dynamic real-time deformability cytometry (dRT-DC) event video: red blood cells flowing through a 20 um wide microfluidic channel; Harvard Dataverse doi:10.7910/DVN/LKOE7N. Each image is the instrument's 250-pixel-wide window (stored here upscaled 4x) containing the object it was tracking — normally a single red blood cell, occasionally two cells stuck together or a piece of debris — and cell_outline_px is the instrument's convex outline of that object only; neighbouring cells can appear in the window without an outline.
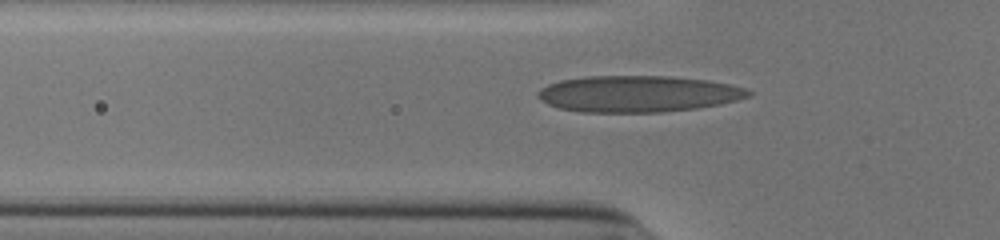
{"species": "human", "species_latin": "Homo sapiens", "temperature_condition": "cold", "stored_images_in_passage": 30, "camera_frame_rate_fps": 3000, "um_per_image_px": 0.085, "donor": {"sex": "male"}, "frame": {"image": 1, "passage_image": 2, "time_ms": 0.333, "image_size_px": [1000, 240], "cell_outline_px": [[752, 96], [720, 104], [696, 108], [660, 112], [580, 112], [560, 108], [548, 104], [540, 100], [536, 96], [536, 92], [540, 88], [548, 84], [560, 80], [588, 76], [668, 76], [708, 80], [728, 84], [744, 88], [752, 92]], "centroid_in_image_um": [54.2, 7.97], "position_along_channel_um": 71.6, "area_um2": 44.74}}
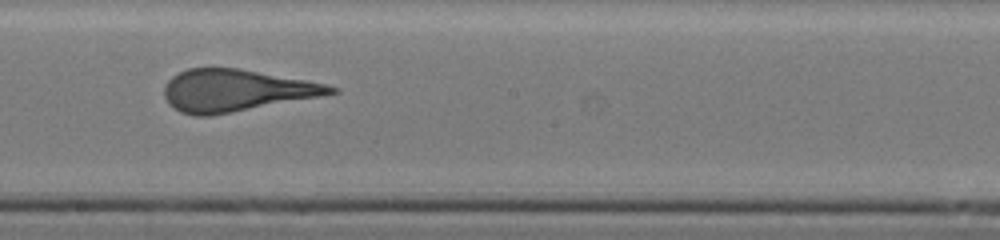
{"frame": {"image": 2, "passage_image": 14, "time_ms": 4.333, "image_size_px": [1000, 240], "cell_outline_px": [[340, 92], [320, 96], [212, 116], [192, 116], [180, 112], [168, 104], [164, 96], [164, 88], [168, 80], [172, 76], [188, 68], [240, 68], [304, 80], [324, 84], [340, 88]], "centroid_in_image_um": [20.01, 7.7], "position_along_channel_um": 228.2, "area_um2": 40.63}}
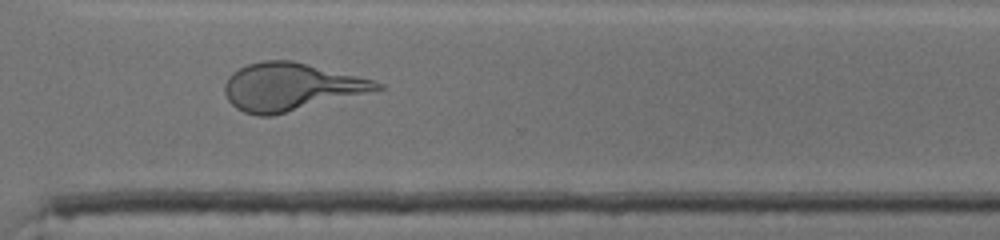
{"frame": {"image": 3, "passage_image": 23, "time_ms": 7.333, "image_size_px": [1000, 240], "cell_outline_px": [[384, 88], [272, 116], [256, 116], [244, 112], [236, 108], [228, 100], [224, 92], [224, 84], [228, 76], [232, 72], [248, 64], [264, 60], [292, 60], [372, 80], [384, 84]], "centroid_in_image_um": [24.64, 7.38], "position_along_channel_um": 346.0, "area_um2": 41.79}, "authors_computed_cell_mechanics": {"area_um2": 41.0091, "velocity_mm_per_s": 3.9128, "shape_relaxation_time_tau1_ms": 6.0645, "shape_relaxation_time_tau2_ms": 0.7465, "deformation_change_tau1": 0.2382, "deformation_change_tau2": 0.0781}}